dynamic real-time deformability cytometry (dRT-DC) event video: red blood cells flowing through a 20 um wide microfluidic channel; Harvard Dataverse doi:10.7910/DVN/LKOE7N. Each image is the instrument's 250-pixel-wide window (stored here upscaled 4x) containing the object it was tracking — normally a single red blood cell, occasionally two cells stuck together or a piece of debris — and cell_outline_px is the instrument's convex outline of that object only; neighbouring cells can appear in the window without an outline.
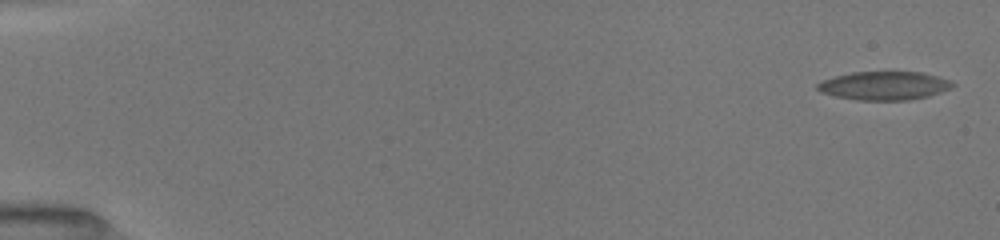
{"species": "common noctule bat (a hibernating species)", "species_latin": "Nyctalus noctula", "temperature_condition": "room temperature", "stored_images_in_passage": 22, "camera_frame_rate_fps": 3000, "um_per_image_px": 0.085, "animal": {"sex": "female", "body_mass_g": 19.5, "forearm_length_mm": 54.1}, "frame": {"image": 1, "passage_image": 1, "time_ms": 0.0, "image_size_px": [1000, 240], "cell_outline_px": [[956, 84], [952, 88], [928, 96], [908, 100], [856, 100], [836, 96], [820, 92], [816, 88], [816, 84], [824, 80], [836, 76], [852, 72], [924, 72], [948, 80]], "centroid_in_image_um": [75.16, 7.28], "position_along_channel_um": 9.8, "area_um2": 22.37}}
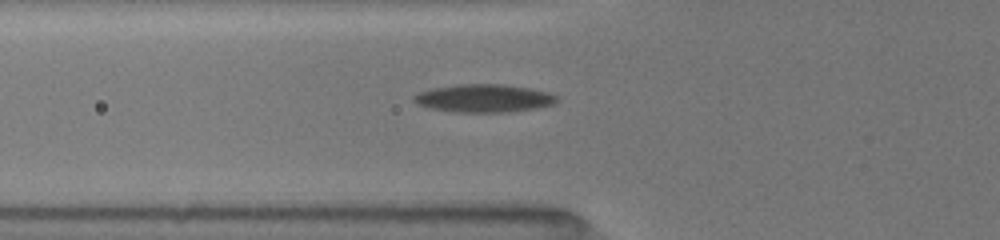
{"frame": {"image": 2, "passage_image": 16, "time_ms": 6.0, "image_size_px": [1000, 240], "cell_outline_px": [[556, 100], [552, 104], [512, 112], [456, 112], [428, 108], [416, 104], [412, 100], [412, 96], [420, 92], [432, 88], [456, 84], [504, 84], [528, 88], [548, 92], [556, 96]], "centroid_in_image_um": [41.04, 8.35], "position_along_channel_um": 84.8, "area_um2": 23.24}}
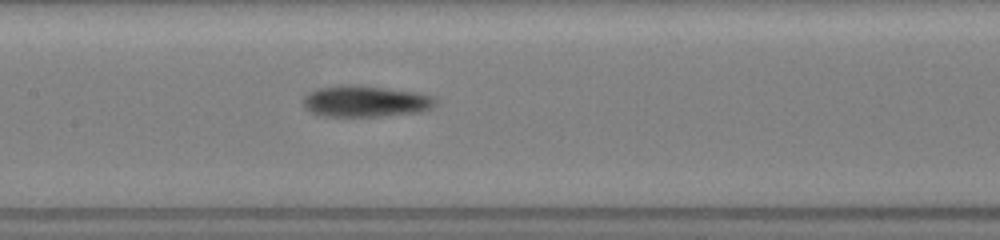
{"frame": {"image": 3, "passage_image": 22, "time_ms": 8.333, "image_size_px": [1000, 240], "cell_outline_px": [[436, 104], [432, 108], [420, 112], [380, 116], [320, 116], [308, 112], [304, 108], [304, 96], [320, 88], [348, 84], [360, 84], [416, 92], [432, 96], [436, 100]], "centroid_in_image_um": [31.07, 8.61], "position_along_channel_um": 176.3, "area_um2": 24.28}}